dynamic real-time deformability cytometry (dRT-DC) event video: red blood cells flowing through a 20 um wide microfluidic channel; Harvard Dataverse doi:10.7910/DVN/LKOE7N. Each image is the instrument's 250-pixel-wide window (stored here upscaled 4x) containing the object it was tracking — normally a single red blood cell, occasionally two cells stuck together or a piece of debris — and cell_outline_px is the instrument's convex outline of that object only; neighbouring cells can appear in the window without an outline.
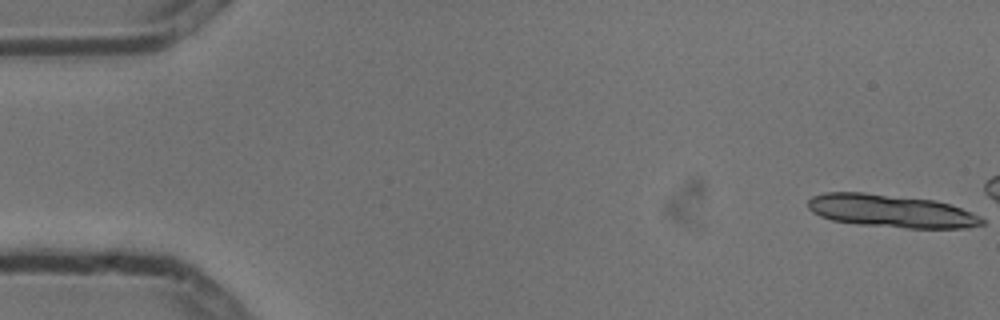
{"species": "common noctule bat (a hibernating species)", "species_latin": "Nyctalus noctula", "temperature_condition": "cold", "stored_images_in_passage": 6, "camera_frame_rate_fps": 3000, "um_per_image_px": 0.085, "animal": {"sex": "male", "body_mass_g": 13.3}, "frame": {"image": 1, "passage_image": 1, "time_ms": 0.0, "image_size_px": [1000, 320], "cell_outline_px": [[984, 224], [968, 228], [904, 228], [856, 224], [832, 220], [820, 216], [812, 212], [808, 208], [808, 200], [812, 196], [824, 192], [860, 192], [936, 200], [972, 212], [980, 216], [984, 220]], "centroid_in_image_um": [75.74, 17.94], "position_along_channel_um": 9.3, "area_um2": 33.41}}